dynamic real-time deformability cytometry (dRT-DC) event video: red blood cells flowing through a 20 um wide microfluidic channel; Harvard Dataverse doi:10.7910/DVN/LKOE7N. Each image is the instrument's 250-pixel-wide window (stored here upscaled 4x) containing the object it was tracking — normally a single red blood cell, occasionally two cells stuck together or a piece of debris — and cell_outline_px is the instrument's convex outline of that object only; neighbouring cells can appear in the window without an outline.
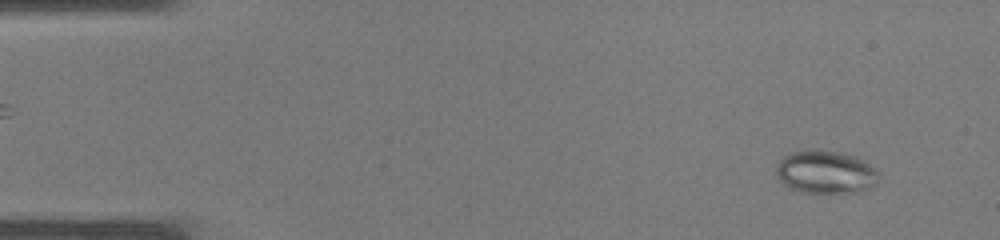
{"species": "common noctule bat (a hibernating species)", "species_latin": "Nyctalus noctula", "temperature_condition": "warm", "stored_images_in_passage": 36, "camera_frame_rate_fps": 3000, "um_per_image_px": 0.085, "animal": {"sex": "male", "body_mass_g": 19.0, "forearm_length_mm": 50.8}, "frame": {"image": 1, "passage_image": 2, "time_ms": 0.333, "image_size_px": [1000, 240], "cell_outline_px": [[880, 176], [876, 184], [872, 188], [864, 192], [800, 192], [788, 188], [780, 180], [776, 172], [776, 164], [784, 156], [792, 152], [812, 148], [840, 152], [856, 156], [864, 160], [876, 168]], "centroid_in_image_um": [70.21, 14.62], "position_along_channel_um": 14.8, "area_um2": 26.24}}
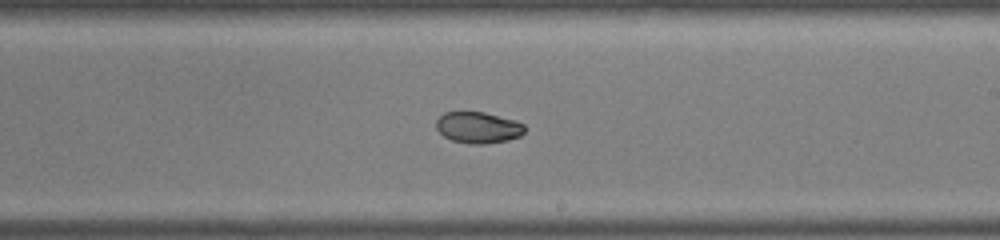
{"frame": {"image": 2, "passage_image": 21, "time_ms": 6.667, "image_size_px": [1000, 240], "cell_outline_px": [[524, 132], [520, 136], [508, 140], [484, 144], [468, 144], [452, 140], [444, 136], [436, 128], [436, 120], [444, 112], [484, 112], [516, 120], [524, 124]], "centroid_in_image_um": [40.64, 10.84], "position_along_channel_um": 248.4, "area_um2": 16.18}}
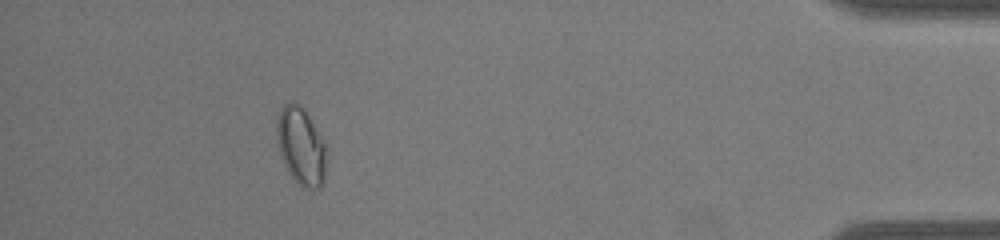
{"frame": {"image": 3, "passage_image": 33, "time_ms": 10.667, "image_size_px": [1000, 240], "cell_outline_px": [[324, 180], [320, 188], [300, 188], [296, 184], [288, 172], [284, 164], [276, 140], [276, 120], [280, 108], [284, 104], [300, 104], [304, 108], [320, 132], [324, 140]], "centroid_in_image_um": [25.55, 12.43], "position_along_channel_um": 409.6, "area_um2": 22.54}}